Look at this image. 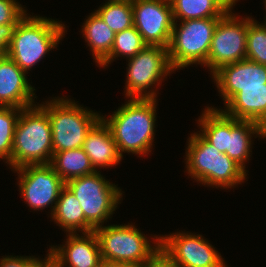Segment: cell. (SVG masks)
<instances>
[{
    "mask_svg": "<svg viewBox=\"0 0 266 267\" xmlns=\"http://www.w3.org/2000/svg\"><path fill=\"white\" fill-rule=\"evenodd\" d=\"M156 98H130L110 117L101 116L118 151L146 155L151 152L156 121Z\"/></svg>",
    "mask_w": 266,
    "mask_h": 267,
    "instance_id": "1",
    "label": "cell"
},
{
    "mask_svg": "<svg viewBox=\"0 0 266 267\" xmlns=\"http://www.w3.org/2000/svg\"><path fill=\"white\" fill-rule=\"evenodd\" d=\"M53 157L52 128L47 111L38 104L22 108L15 130L10 166L49 164Z\"/></svg>",
    "mask_w": 266,
    "mask_h": 267,
    "instance_id": "2",
    "label": "cell"
},
{
    "mask_svg": "<svg viewBox=\"0 0 266 267\" xmlns=\"http://www.w3.org/2000/svg\"><path fill=\"white\" fill-rule=\"evenodd\" d=\"M60 22L26 14L14 28L7 56L28 73L47 52L57 48L66 30Z\"/></svg>",
    "mask_w": 266,
    "mask_h": 267,
    "instance_id": "3",
    "label": "cell"
},
{
    "mask_svg": "<svg viewBox=\"0 0 266 267\" xmlns=\"http://www.w3.org/2000/svg\"><path fill=\"white\" fill-rule=\"evenodd\" d=\"M186 168L188 175L208 186L233 188L247 178L246 171L227 154L219 152L199 133L188 138Z\"/></svg>",
    "mask_w": 266,
    "mask_h": 267,
    "instance_id": "4",
    "label": "cell"
},
{
    "mask_svg": "<svg viewBox=\"0 0 266 267\" xmlns=\"http://www.w3.org/2000/svg\"><path fill=\"white\" fill-rule=\"evenodd\" d=\"M76 103L65 97H55L40 104L51 122L53 152L81 148L88 132L101 119L97 112Z\"/></svg>",
    "mask_w": 266,
    "mask_h": 267,
    "instance_id": "5",
    "label": "cell"
},
{
    "mask_svg": "<svg viewBox=\"0 0 266 267\" xmlns=\"http://www.w3.org/2000/svg\"><path fill=\"white\" fill-rule=\"evenodd\" d=\"M100 245L101 258L143 267L160 251V236L150 239L138 228L128 225H108L94 229ZM156 237V239H155ZM148 239V240H147Z\"/></svg>",
    "mask_w": 266,
    "mask_h": 267,
    "instance_id": "6",
    "label": "cell"
},
{
    "mask_svg": "<svg viewBox=\"0 0 266 267\" xmlns=\"http://www.w3.org/2000/svg\"><path fill=\"white\" fill-rule=\"evenodd\" d=\"M220 18H202L174 22L168 47L169 60L174 70L189 65L206 66L211 40ZM179 26V27H178Z\"/></svg>",
    "mask_w": 266,
    "mask_h": 267,
    "instance_id": "7",
    "label": "cell"
},
{
    "mask_svg": "<svg viewBox=\"0 0 266 267\" xmlns=\"http://www.w3.org/2000/svg\"><path fill=\"white\" fill-rule=\"evenodd\" d=\"M79 201L85 219L96 229L111 218L123 197L122 190L107 181L100 171L65 183Z\"/></svg>",
    "mask_w": 266,
    "mask_h": 267,
    "instance_id": "8",
    "label": "cell"
},
{
    "mask_svg": "<svg viewBox=\"0 0 266 267\" xmlns=\"http://www.w3.org/2000/svg\"><path fill=\"white\" fill-rule=\"evenodd\" d=\"M127 60L125 94L128 98H157L156 89H151V86H159L164 77L175 71L168 48L161 46L147 45Z\"/></svg>",
    "mask_w": 266,
    "mask_h": 267,
    "instance_id": "9",
    "label": "cell"
},
{
    "mask_svg": "<svg viewBox=\"0 0 266 267\" xmlns=\"http://www.w3.org/2000/svg\"><path fill=\"white\" fill-rule=\"evenodd\" d=\"M232 9L219 19L211 40L206 67L212 74L224 65L246 59L248 16L240 18Z\"/></svg>",
    "mask_w": 266,
    "mask_h": 267,
    "instance_id": "10",
    "label": "cell"
},
{
    "mask_svg": "<svg viewBox=\"0 0 266 267\" xmlns=\"http://www.w3.org/2000/svg\"><path fill=\"white\" fill-rule=\"evenodd\" d=\"M160 251L178 267H222L220 253L202 235L172 233L160 236Z\"/></svg>",
    "mask_w": 266,
    "mask_h": 267,
    "instance_id": "11",
    "label": "cell"
},
{
    "mask_svg": "<svg viewBox=\"0 0 266 267\" xmlns=\"http://www.w3.org/2000/svg\"><path fill=\"white\" fill-rule=\"evenodd\" d=\"M18 175L20 193L33 210H43L51 206V215L55 209L65 182L55 172L52 165L36 164L26 165L15 169Z\"/></svg>",
    "mask_w": 266,
    "mask_h": 267,
    "instance_id": "12",
    "label": "cell"
},
{
    "mask_svg": "<svg viewBox=\"0 0 266 267\" xmlns=\"http://www.w3.org/2000/svg\"><path fill=\"white\" fill-rule=\"evenodd\" d=\"M131 3L134 26L144 42L168 48L175 22L171 4L166 0H134Z\"/></svg>",
    "mask_w": 266,
    "mask_h": 267,
    "instance_id": "13",
    "label": "cell"
},
{
    "mask_svg": "<svg viewBox=\"0 0 266 267\" xmlns=\"http://www.w3.org/2000/svg\"><path fill=\"white\" fill-rule=\"evenodd\" d=\"M212 77L226 104L241 88L265 87L266 66L245 59L220 67Z\"/></svg>",
    "mask_w": 266,
    "mask_h": 267,
    "instance_id": "14",
    "label": "cell"
},
{
    "mask_svg": "<svg viewBox=\"0 0 266 267\" xmlns=\"http://www.w3.org/2000/svg\"><path fill=\"white\" fill-rule=\"evenodd\" d=\"M82 234L68 233L64 245L51 246L56 267H98L101 260L98 238L94 231Z\"/></svg>",
    "mask_w": 266,
    "mask_h": 267,
    "instance_id": "15",
    "label": "cell"
},
{
    "mask_svg": "<svg viewBox=\"0 0 266 267\" xmlns=\"http://www.w3.org/2000/svg\"><path fill=\"white\" fill-rule=\"evenodd\" d=\"M10 57H0V106L26 108L34 105L35 88Z\"/></svg>",
    "mask_w": 266,
    "mask_h": 267,
    "instance_id": "16",
    "label": "cell"
},
{
    "mask_svg": "<svg viewBox=\"0 0 266 267\" xmlns=\"http://www.w3.org/2000/svg\"><path fill=\"white\" fill-rule=\"evenodd\" d=\"M82 149L89 157L95 171H98L97 168L114 167L123 158L108 126L102 119L88 132Z\"/></svg>",
    "mask_w": 266,
    "mask_h": 267,
    "instance_id": "17",
    "label": "cell"
},
{
    "mask_svg": "<svg viewBox=\"0 0 266 267\" xmlns=\"http://www.w3.org/2000/svg\"><path fill=\"white\" fill-rule=\"evenodd\" d=\"M224 114L238 120H251L266 129L265 87L241 88L225 105Z\"/></svg>",
    "mask_w": 266,
    "mask_h": 267,
    "instance_id": "18",
    "label": "cell"
},
{
    "mask_svg": "<svg viewBox=\"0 0 266 267\" xmlns=\"http://www.w3.org/2000/svg\"><path fill=\"white\" fill-rule=\"evenodd\" d=\"M266 138V129L251 120H238L228 116V151L225 153L246 172L245 162L251 156L252 135ZM260 135V136H258Z\"/></svg>",
    "mask_w": 266,
    "mask_h": 267,
    "instance_id": "19",
    "label": "cell"
},
{
    "mask_svg": "<svg viewBox=\"0 0 266 267\" xmlns=\"http://www.w3.org/2000/svg\"><path fill=\"white\" fill-rule=\"evenodd\" d=\"M51 218L58 226L62 229L64 228L67 233H77V231L87 233L95 229L85 219L79 201L66 185L60 192Z\"/></svg>",
    "mask_w": 266,
    "mask_h": 267,
    "instance_id": "20",
    "label": "cell"
},
{
    "mask_svg": "<svg viewBox=\"0 0 266 267\" xmlns=\"http://www.w3.org/2000/svg\"><path fill=\"white\" fill-rule=\"evenodd\" d=\"M238 0H174L171 3L174 21L221 18Z\"/></svg>",
    "mask_w": 266,
    "mask_h": 267,
    "instance_id": "21",
    "label": "cell"
},
{
    "mask_svg": "<svg viewBox=\"0 0 266 267\" xmlns=\"http://www.w3.org/2000/svg\"><path fill=\"white\" fill-rule=\"evenodd\" d=\"M82 27L81 32L91 48L95 63L100 65L111 52L115 32L95 11L88 16Z\"/></svg>",
    "mask_w": 266,
    "mask_h": 267,
    "instance_id": "22",
    "label": "cell"
},
{
    "mask_svg": "<svg viewBox=\"0 0 266 267\" xmlns=\"http://www.w3.org/2000/svg\"><path fill=\"white\" fill-rule=\"evenodd\" d=\"M199 134L219 152L228 151V116L220 109L206 107L198 119Z\"/></svg>",
    "mask_w": 266,
    "mask_h": 267,
    "instance_id": "23",
    "label": "cell"
},
{
    "mask_svg": "<svg viewBox=\"0 0 266 267\" xmlns=\"http://www.w3.org/2000/svg\"><path fill=\"white\" fill-rule=\"evenodd\" d=\"M50 164L65 183L73 178L95 172L89 157L82 147L62 152H53Z\"/></svg>",
    "mask_w": 266,
    "mask_h": 267,
    "instance_id": "24",
    "label": "cell"
},
{
    "mask_svg": "<svg viewBox=\"0 0 266 267\" xmlns=\"http://www.w3.org/2000/svg\"><path fill=\"white\" fill-rule=\"evenodd\" d=\"M95 12L115 33L134 26L133 8L130 1L108 0Z\"/></svg>",
    "mask_w": 266,
    "mask_h": 267,
    "instance_id": "25",
    "label": "cell"
},
{
    "mask_svg": "<svg viewBox=\"0 0 266 267\" xmlns=\"http://www.w3.org/2000/svg\"><path fill=\"white\" fill-rule=\"evenodd\" d=\"M147 44L144 42L141 34L135 26L115 33L114 43L109 56L99 65L100 67L108 66L116 57H134L139 51L144 49Z\"/></svg>",
    "mask_w": 266,
    "mask_h": 267,
    "instance_id": "26",
    "label": "cell"
},
{
    "mask_svg": "<svg viewBox=\"0 0 266 267\" xmlns=\"http://www.w3.org/2000/svg\"><path fill=\"white\" fill-rule=\"evenodd\" d=\"M22 108L0 106V160L10 159L14 141V130Z\"/></svg>",
    "mask_w": 266,
    "mask_h": 267,
    "instance_id": "27",
    "label": "cell"
},
{
    "mask_svg": "<svg viewBox=\"0 0 266 267\" xmlns=\"http://www.w3.org/2000/svg\"><path fill=\"white\" fill-rule=\"evenodd\" d=\"M264 22L260 24L248 17L246 59L266 66V20Z\"/></svg>",
    "mask_w": 266,
    "mask_h": 267,
    "instance_id": "28",
    "label": "cell"
},
{
    "mask_svg": "<svg viewBox=\"0 0 266 267\" xmlns=\"http://www.w3.org/2000/svg\"><path fill=\"white\" fill-rule=\"evenodd\" d=\"M17 0H0V25L17 24L27 10Z\"/></svg>",
    "mask_w": 266,
    "mask_h": 267,
    "instance_id": "29",
    "label": "cell"
},
{
    "mask_svg": "<svg viewBox=\"0 0 266 267\" xmlns=\"http://www.w3.org/2000/svg\"><path fill=\"white\" fill-rule=\"evenodd\" d=\"M16 24L0 25V57L7 55V50L13 36Z\"/></svg>",
    "mask_w": 266,
    "mask_h": 267,
    "instance_id": "30",
    "label": "cell"
},
{
    "mask_svg": "<svg viewBox=\"0 0 266 267\" xmlns=\"http://www.w3.org/2000/svg\"><path fill=\"white\" fill-rule=\"evenodd\" d=\"M52 265L53 255L50 249L43 260L35 256H22V267H52Z\"/></svg>",
    "mask_w": 266,
    "mask_h": 267,
    "instance_id": "31",
    "label": "cell"
},
{
    "mask_svg": "<svg viewBox=\"0 0 266 267\" xmlns=\"http://www.w3.org/2000/svg\"><path fill=\"white\" fill-rule=\"evenodd\" d=\"M143 267H178L163 252L159 251Z\"/></svg>",
    "mask_w": 266,
    "mask_h": 267,
    "instance_id": "32",
    "label": "cell"
},
{
    "mask_svg": "<svg viewBox=\"0 0 266 267\" xmlns=\"http://www.w3.org/2000/svg\"><path fill=\"white\" fill-rule=\"evenodd\" d=\"M0 267H22V256H3L0 259Z\"/></svg>",
    "mask_w": 266,
    "mask_h": 267,
    "instance_id": "33",
    "label": "cell"
},
{
    "mask_svg": "<svg viewBox=\"0 0 266 267\" xmlns=\"http://www.w3.org/2000/svg\"><path fill=\"white\" fill-rule=\"evenodd\" d=\"M98 267H135V266L126 264V263H121V262L114 261V260L101 258L98 264Z\"/></svg>",
    "mask_w": 266,
    "mask_h": 267,
    "instance_id": "34",
    "label": "cell"
},
{
    "mask_svg": "<svg viewBox=\"0 0 266 267\" xmlns=\"http://www.w3.org/2000/svg\"><path fill=\"white\" fill-rule=\"evenodd\" d=\"M169 4H171L174 0H166Z\"/></svg>",
    "mask_w": 266,
    "mask_h": 267,
    "instance_id": "35",
    "label": "cell"
},
{
    "mask_svg": "<svg viewBox=\"0 0 266 267\" xmlns=\"http://www.w3.org/2000/svg\"><path fill=\"white\" fill-rule=\"evenodd\" d=\"M120 1H130V2H132V1H134V0H120Z\"/></svg>",
    "mask_w": 266,
    "mask_h": 267,
    "instance_id": "36",
    "label": "cell"
}]
</instances>
